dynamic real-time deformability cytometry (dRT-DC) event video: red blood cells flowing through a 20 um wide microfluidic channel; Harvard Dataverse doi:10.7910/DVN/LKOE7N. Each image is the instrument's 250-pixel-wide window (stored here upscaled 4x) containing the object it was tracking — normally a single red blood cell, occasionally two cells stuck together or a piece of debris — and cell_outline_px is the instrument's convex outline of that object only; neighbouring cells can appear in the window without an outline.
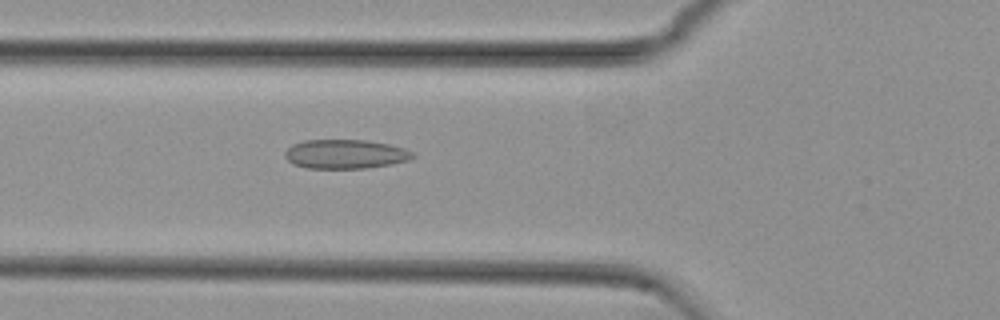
{"species": "common noctule bat (a hibernating species)", "species_latin": "Nyctalus noctula", "temperature_condition": "cold", "stored_images_in_passage": 27, "camera_frame_rate_fps": 3000, "um_per_image_px": 0.085, "animal": {"sex": "female", "body_mass_g": 29.2, "forearm_length_mm": 56.3}, "frame": {"image": 1, "passage_image": 5, "time_ms": 1.333, "image_size_px": [1000, 320], "cell_outline_px": [[416, 156], [408, 160], [392, 164], [364, 168], [308, 168], [292, 164], [284, 156], [284, 152], [292, 144], [304, 140], [364, 140], [388, 144], [404, 148], [412, 152]], "centroid_in_image_um": [29.33, 13.1], "position_along_channel_um": 96.5, "area_um2": 21.68}}
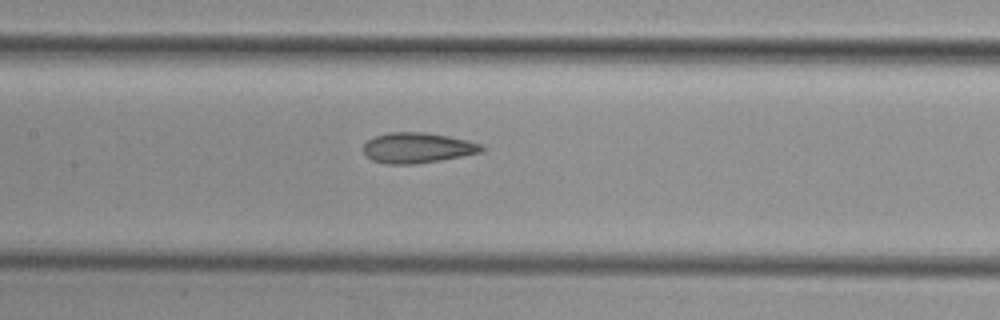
{"frame": {"image": 2, "passage_image": 11, "time_ms": 3.333, "image_size_px": [1000, 320], "cell_outline_px": [[484, 152], [440, 160], [412, 164], [384, 164], [372, 160], [364, 152], [364, 144], [368, 140], [376, 136], [388, 132], [424, 132], [448, 136], [468, 140], [484, 144]], "centroid_in_image_um": [35.52, 12.56], "position_along_channel_um": 171.9, "area_um2": 20.98}}
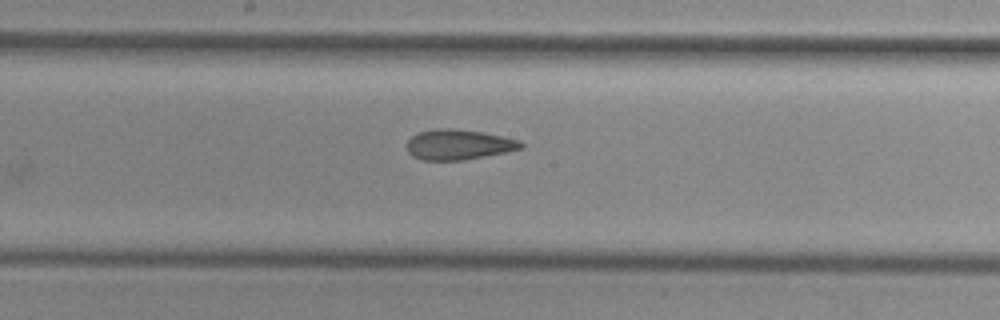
{"frame": {"image": 3, "passage_image": 14, "time_ms": 4.333, "image_size_px": [1000, 320], "cell_outline_px": [[524, 148], [464, 160], [420, 160], [412, 156], [408, 152], [408, 140], [412, 136], [420, 132], [436, 128], [452, 128], [484, 132], [520, 140], [524, 144]], "centroid_in_image_um": [38.99, 12.28], "position_along_channel_um": 209.2, "area_um2": 20.11}}